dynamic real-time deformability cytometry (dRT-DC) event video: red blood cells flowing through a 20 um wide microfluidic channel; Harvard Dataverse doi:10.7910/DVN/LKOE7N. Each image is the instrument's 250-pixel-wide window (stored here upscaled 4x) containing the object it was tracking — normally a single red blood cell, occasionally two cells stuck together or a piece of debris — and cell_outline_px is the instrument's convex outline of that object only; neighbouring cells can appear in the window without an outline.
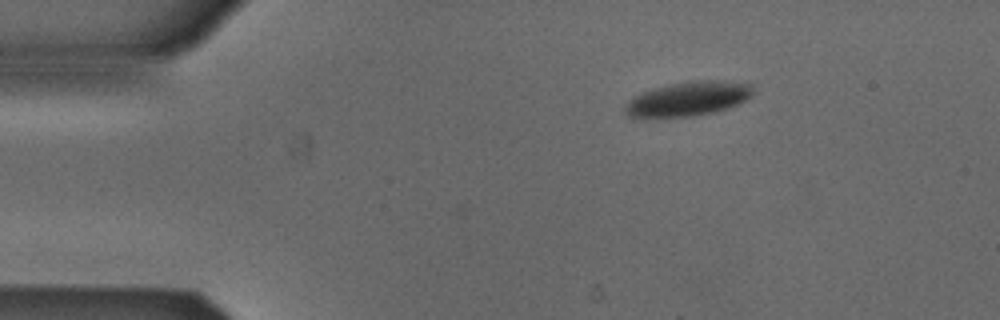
{"species": "Egyptian fruit bat (a non-hibernating species)", "species_latin": "Rousettus aegyptiacus", "temperature_condition": "cold", "stored_images_in_passage": 3, "camera_frame_rate_fps": 3000, "um_per_image_px": 0.085, "animal": {"sex": "male"}, "frame": {"image": 1, "passage_image": 3, "time_ms": 0.667, "image_size_px": [1000, 320], "cell_outline_px": [[756, 92], [752, 96], [736, 104], [712, 112], [692, 116], [628, 116], [624, 112], [624, 108], [628, 100], [644, 92], [656, 88], [672, 84], [696, 80], [724, 80], [752, 84]], "centroid_in_image_um": [58.56, 8.37], "position_along_channel_um": 26.4, "area_um2": 25.03}}